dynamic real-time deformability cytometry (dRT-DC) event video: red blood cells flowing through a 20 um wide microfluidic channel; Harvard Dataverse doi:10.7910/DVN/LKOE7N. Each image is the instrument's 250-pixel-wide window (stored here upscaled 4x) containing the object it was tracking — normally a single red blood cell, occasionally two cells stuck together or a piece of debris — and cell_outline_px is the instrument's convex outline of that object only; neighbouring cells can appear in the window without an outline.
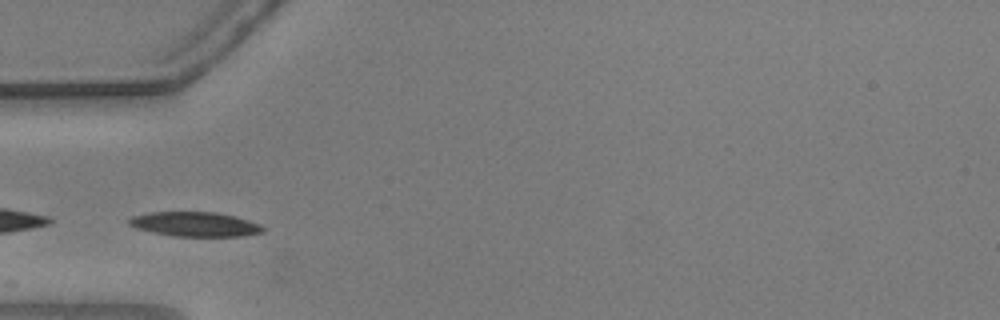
{"species": "common noctule bat (a hibernating species)", "species_latin": "Nyctalus noctula", "temperature_condition": "warm", "stored_images_in_passage": 36, "camera_frame_rate_fps": 3000, "um_per_image_px": 0.085, "animal": {"sex": "male", "body_mass_g": 20.5, "forearm_length_mm": 52.5}, "frame": {"image": 1, "passage_image": 8, "time_ms": 2.333, "image_size_px": [1000, 320], "cell_outline_px": [[268, 228], [264, 232], [244, 236], [172, 236], [152, 232], [136, 228], [128, 224], [128, 220], [132, 216], [148, 212], [216, 212], [248, 220], [260, 224]], "centroid_in_image_um": [16.59, 19.06], "position_along_channel_um": 68.4, "area_um2": 19.25}}
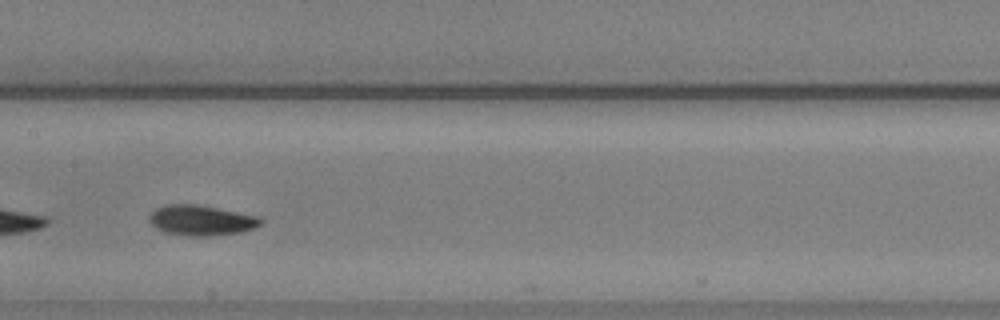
{"frame": {"image": 2, "passage_image": 18, "time_ms": 5.667, "image_size_px": [1000, 320], "cell_outline_px": [[264, 220], [260, 224], [252, 228], [240, 232], [208, 236], [188, 236], [164, 232], [156, 228], [148, 220], [148, 216], [156, 208], [164, 204], [196, 204], [260, 216]], "centroid_in_image_um": [17.08, 18.72], "position_along_channel_um": 190.3, "area_um2": 19.71}}
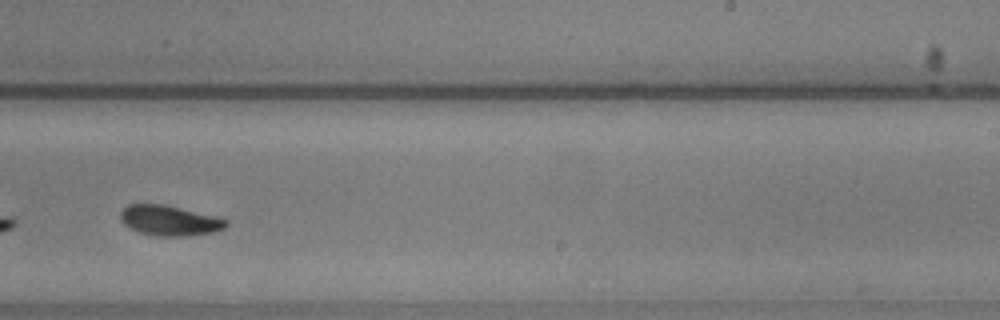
{"frame": {"image": 3, "passage_image": 25, "time_ms": 8.0, "image_size_px": [1000, 320], "cell_outline_px": [[228, 224], [224, 228], [216, 232], [188, 236], [156, 236], [140, 232], [124, 224], [120, 216], [120, 212], [128, 204], [164, 204], [228, 220]], "centroid_in_image_um": [14.41, 18.75], "position_along_channel_um": 274.6, "area_um2": 18.38}, "authors_computed_cell_mechanics": {"area_um2": 19.1318, "velocity_mm_per_s": 3.6295, "shape_relaxation_time_tau1_ms": 2.7455, "shape_relaxation_time_tau2_ms": 3.405, "deformation_change_tau1": 0.1286, "deformation_change_tau2": 0.0731}}